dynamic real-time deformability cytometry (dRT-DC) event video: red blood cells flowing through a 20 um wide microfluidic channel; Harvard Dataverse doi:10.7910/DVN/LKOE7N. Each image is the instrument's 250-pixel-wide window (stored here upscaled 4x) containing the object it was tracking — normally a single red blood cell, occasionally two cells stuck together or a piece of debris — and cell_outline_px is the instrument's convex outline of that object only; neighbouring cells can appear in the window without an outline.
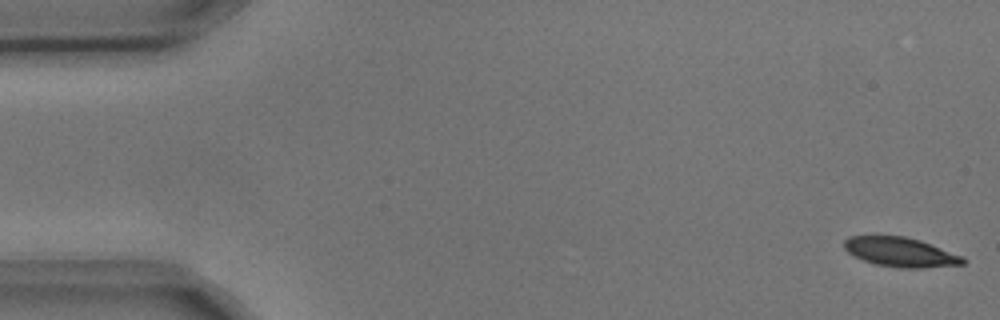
{"species": "common noctule bat (a hibernating species)", "species_latin": "Nyctalus noctula", "temperature_condition": "cold", "stored_images_in_passage": 6, "camera_frame_rate_fps": 3000, "um_per_image_px": 0.085, "animal": {"sex": "male", "body_mass_g": 17.9, "forearm_length_mm": 54.2}, "frame": {"image": 1, "passage_image": 1, "time_ms": 0.0, "image_size_px": [1000, 320], "cell_outline_px": [[968, 260], [964, 264], [924, 268], [900, 268], [876, 264], [864, 260], [848, 252], [844, 248], [844, 240], [848, 236], [904, 236], [920, 240], [964, 256]], "centroid_in_image_um": [76.59, 21.43], "position_along_channel_um": 8.4, "area_um2": 20.4}}